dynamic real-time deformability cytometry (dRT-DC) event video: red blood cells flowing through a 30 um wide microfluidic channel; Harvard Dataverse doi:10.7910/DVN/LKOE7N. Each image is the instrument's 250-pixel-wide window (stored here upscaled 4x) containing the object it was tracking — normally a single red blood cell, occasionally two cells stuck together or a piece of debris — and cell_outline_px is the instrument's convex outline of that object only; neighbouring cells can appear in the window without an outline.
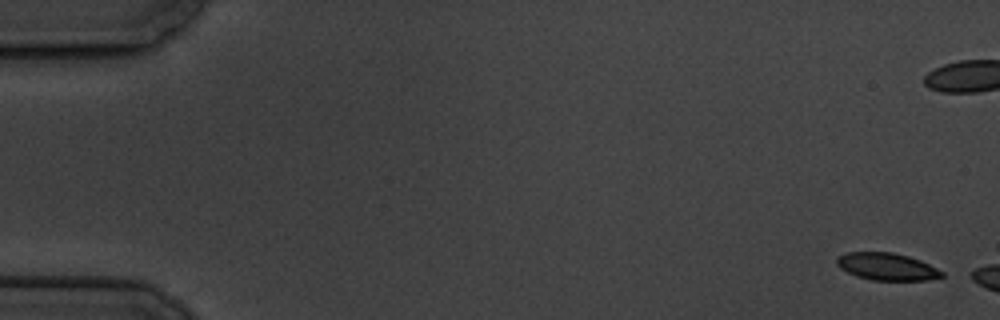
{"species": "common noctule bat (a hibernating species)", "species_latin": "Nyctalus noctula", "temperature_condition": "cold", "stored_images_in_passage": 3, "camera_frame_rate_fps": 3000, "um_per_image_px": 0.085, "animal": {"sex": "male", "body_mass_g": 19.5, "forearm_length_mm": 54.6}, "frame": {"image": 1, "passage_image": 1, "time_ms": 0.0, "image_size_px": [1000, 320], "cell_outline_px": [[944, 276], [924, 280], [872, 280], [856, 276], [840, 268], [836, 264], [836, 256], [848, 252], [892, 252], [908, 256], [920, 260], [944, 272]], "centroid_in_image_um": [75.35, 22.65], "position_along_channel_um": 9.7, "area_um2": 16.65}}